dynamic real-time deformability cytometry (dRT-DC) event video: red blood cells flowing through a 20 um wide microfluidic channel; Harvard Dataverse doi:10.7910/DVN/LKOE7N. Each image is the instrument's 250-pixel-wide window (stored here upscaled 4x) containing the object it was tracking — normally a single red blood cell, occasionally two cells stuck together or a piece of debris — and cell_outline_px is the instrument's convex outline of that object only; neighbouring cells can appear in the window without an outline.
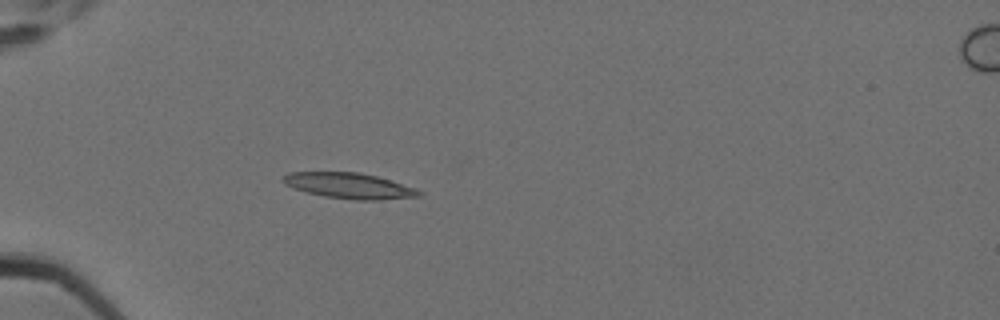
{"species": "Egyptian fruit bat (a non-hibernating species)", "species_latin": "Rousettus aegyptiacus", "temperature_condition": "cold", "stored_images_in_passage": 6, "camera_frame_rate_fps": 3000, "um_per_image_px": 0.085, "animal": {"sex": "female"}, "frame": {"image": 1, "passage_image": 5, "time_ms": 1.333, "image_size_px": [1000, 320], "cell_outline_px": [[424, 192], [420, 196], [380, 200], [356, 200], [324, 196], [308, 192], [284, 184], [280, 180], [288, 172], [360, 172], [376, 176], [416, 188]], "centroid_in_image_um": [29.7, 15.78], "position_along_channel_um": 55.3, "area_um2": 20.23}}